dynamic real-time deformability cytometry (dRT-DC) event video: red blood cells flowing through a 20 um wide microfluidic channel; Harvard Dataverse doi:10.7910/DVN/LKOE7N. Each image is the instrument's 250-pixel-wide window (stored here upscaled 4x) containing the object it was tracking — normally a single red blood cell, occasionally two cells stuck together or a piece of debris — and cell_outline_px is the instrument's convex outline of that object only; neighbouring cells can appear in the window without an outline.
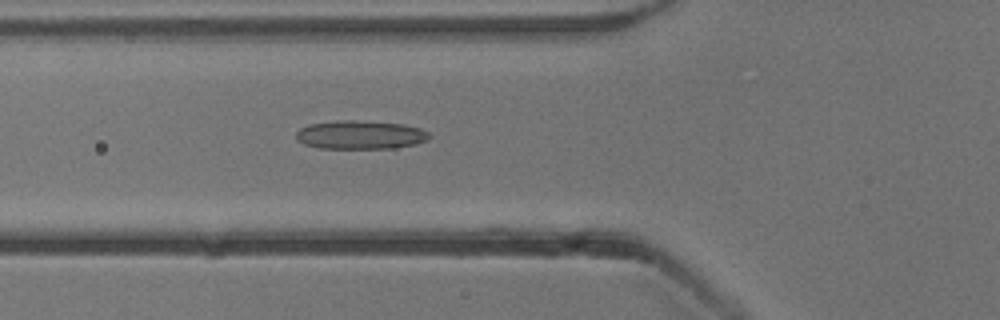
{"species": "common noctule bat (a hibernating species)", "species_latin": "Nyctalus noctula", "temperature_condition": "cold", "stored_images_in_passage": 53, "camera_frame_rate_fps": 3000, "um_per_image_px": 0.085, "animal": {"sex": "male", "body_mass_g": 13.3}, "frame": {"image": 1, "passage_image": 19, "time_ms": 6.0, "image_size_px": [1000, 320], "cell_outline_px": [[432, 136], [428, 140], [416, 144], [392, 148], [320, 148], [304, 144], [296, 140], [296, 132], [300, 128], [308, 124], [336, 120], [352, 120], [404, 124], [420, 128], [428, 132]], "centroid_in_image_um": [30.62, 11.46], "position_along_channel_um": 95.2, "area_um2": 22.31}}
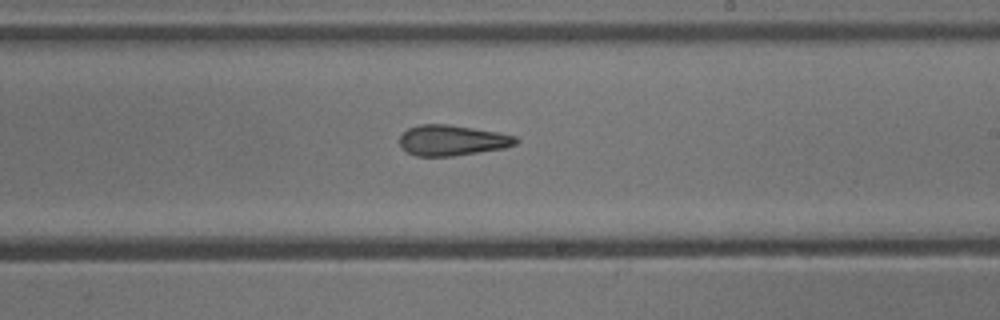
{"frame": {"image": 2, "passage_image": 31, "time_ms": 10.0, "image_size_px": [1000, 320], "cell_outline_px": [[520, 140], [516, 144], [504, 148], [452, 156], [416, 156], [408, 152], [400, 144], [400, 136], [408, 128], [420, 124], [448, 124], [496, 132], [516, 136]], "centroid_in_image_um": [38.44, 11.92], "position_along_channel_um": 250.6, "area_um2": 20.52}}
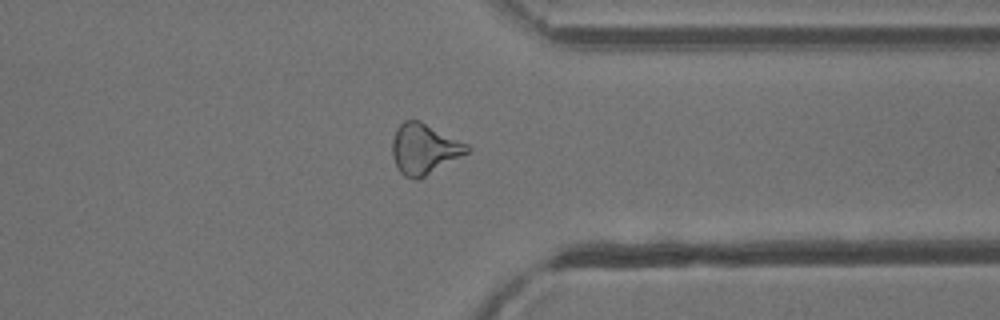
{"frame": {"image": 3, "passage_image": 41, "time_ms": 13.333, "image_size_px": [1000, 320], "cell_outline_px": [[472, 148], [468, 152], [420, 180], [416, 180], [404, 176], [400, 172], [392, 156], [392, 140], [400, 124], [404, 120], [420, 120], [468, 144]], "centroid_in_image_um": [36.06, 12.67], "position_along_channel_um": 375.3, "area_um2": 22.02}, "authors_computed_cell_mechanics": {"area_um2": 21.5594, "velocity_mm_per_s": 3.8707, "shape_relaxation_time_tau1_ms": null, "shape_relaxation_time_tau2_ms": 4.6567, "deformation_change_tau1": null, "deformation_change_tau2": 0.1611}}